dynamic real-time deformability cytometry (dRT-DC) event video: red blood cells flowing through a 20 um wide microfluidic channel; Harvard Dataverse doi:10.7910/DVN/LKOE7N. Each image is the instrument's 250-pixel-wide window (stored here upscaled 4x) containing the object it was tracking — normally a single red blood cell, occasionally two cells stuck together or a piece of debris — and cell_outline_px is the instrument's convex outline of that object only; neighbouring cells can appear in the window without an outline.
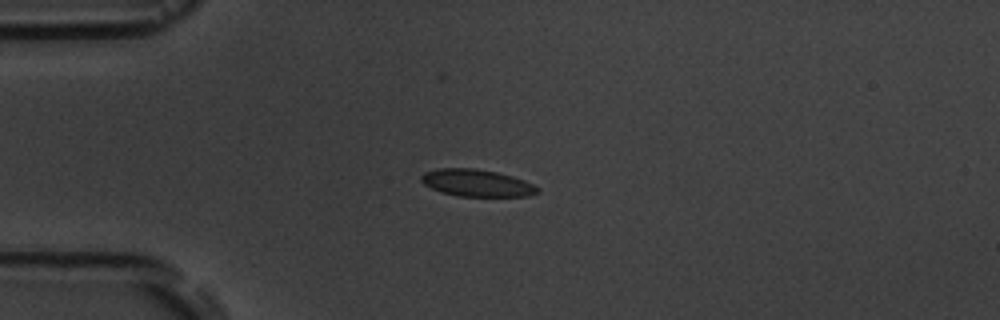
{"species": "common noctule bat (a hibernating species)", "species_latin": "Nyctalus noctula", "temperature_condition": "room temperature", "stored_images_in_passage": 8, "camera_frame_rate_fps": 3000, "um_per_image_px": 0.085, "animal": {"sex": "male", "body_mass_g": 19.5, "forearm_length_mm": 54.6}, "frame": {"image": 1, "passage_image": 4, "time_ms": 3.333, "image_size_px": [1000, 320], "cell_outline_px": [[540, 192], [528, 196], [456, 196], [440, 192], [424, 184], [420, 180], [420, 176], [424, 172], [440, 168], [476, 168], [496, 172], [512, 176], [524, 180], [540, 188]], "centroid_in_image_um": [40.52, 15.55], "position_along_channel_um": 44.5, "area_um2": 18.44}}
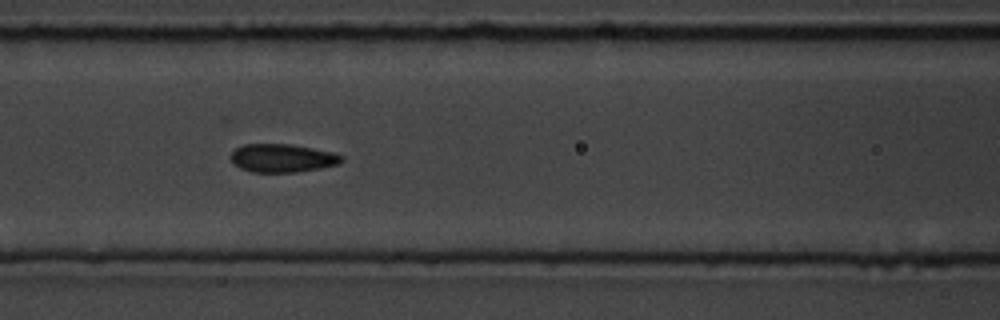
{"frame": {"image": 2, "passage_image": 7, "time_ms": 6.667, "image_size_px": [1000, 320], "cell_outline_px": [[344, 160], [340, 164], [320, 168], [296, 172], [252, 172], [240, 168], [232, 164], [228, 156], [236, 148], [244, 144], [288, 144], [312, 148], [332, 152], [344, 156]], "centroid_in_image_um": [23.97, 13.44], "position_along_channel_um": 142.6, "area_um2": 18.44}}
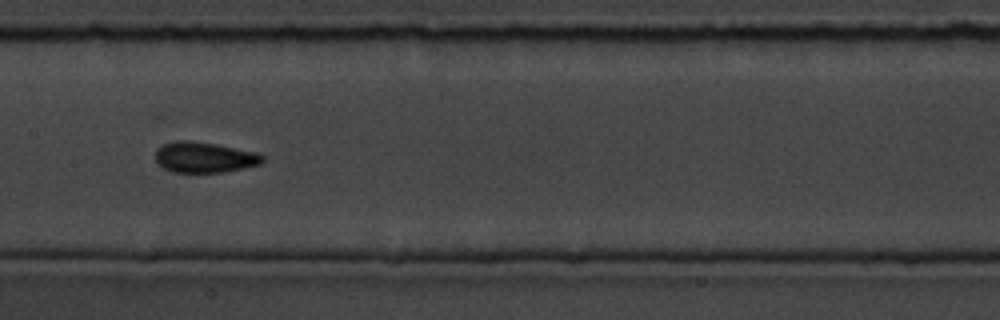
{"frame": {"image": 3, "passage_image": 8, "time_ms": 8.0, "image_size_px": [1000, 320], "cell_outline_px": [[264, 160], [260, 164], [244, 168], [224, 172], [172, 172], [164, 168], [156, 160], [156, 148], [164, 144], [176, 140], [192, 140], [216, 144], [256, 152], [264, 156]], "centroid_in_image_um": [17.37, 13.36], "position_along_channel_um": 190.0, "area_um2": 19.13}}